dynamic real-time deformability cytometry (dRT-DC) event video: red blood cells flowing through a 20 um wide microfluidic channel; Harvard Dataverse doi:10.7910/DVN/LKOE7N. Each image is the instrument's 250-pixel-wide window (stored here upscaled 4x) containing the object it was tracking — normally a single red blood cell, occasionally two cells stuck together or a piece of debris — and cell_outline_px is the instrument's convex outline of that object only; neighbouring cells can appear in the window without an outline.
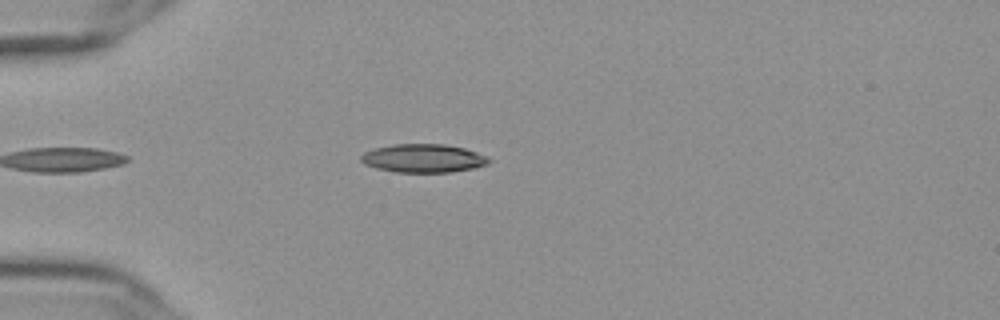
{"species": "Egyptian fruit bat (a non-hibernating species)", "species_latin": "Rousettus aegyptiacus", "temperature_condition": "cold", "stored_images_in_passage": 9, "camera_frame_rate_fps": 3000, "um_per_image_px": 0.085, "frame": {"image": 1, "passage_image": 4, "time_ms": 1.0, "image_size_px": [1000, 320], "cell_outline_px": [[492, 160], [488, 164], [472, 168], [452, 172], [396, 172], [376, 168], [364, 164], [360, 160], [360, 156], [364, 152], [376, 148], [392, 144], [444, 144], [464, 148], [488, 156]], "centroid_in_image_um": [35.98, 13.45], "position_along_channel_um": 49.0, "area_um2": 21.21}}
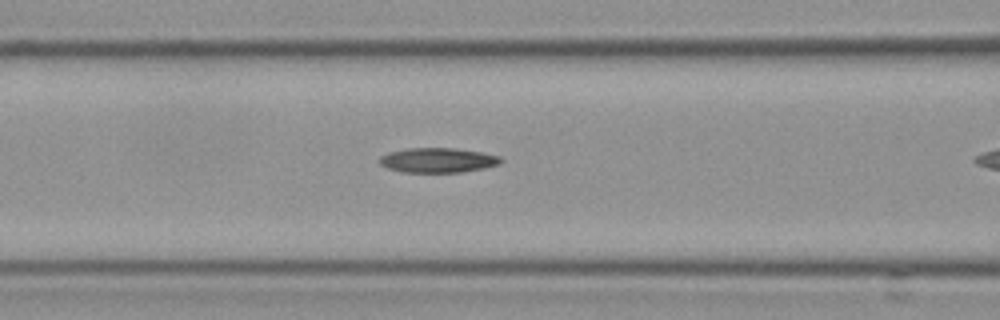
{"frame": {"image": 2, "passage_image": 8, "time_ms": 2.333, "image_size_px": [1000, 320], "cell_outline_px": [[504, 160], [500, 164], [460, 172], [404, 172], [388, 168], [380, 164], [376, 160], [380, 156], [388, 152], [408, 148], [452, 148], [480, 152], [500, 156]], "centroid_in_image_um": [37.17, 13.61], "position_along_channel_um": 129.4, "area_um2": 17.4}}